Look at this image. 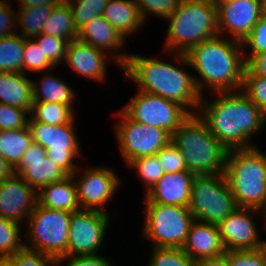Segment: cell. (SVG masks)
Returning <instances> with one entry per match:
<instances>
[{
    "label": "cell",
    "instance_id": "4",
    "mask_svg": "<svg viewBox=\"0 0 266 266\" xmlns=\"http://www.w3.org/2000/svg\"><path fill=\"white\" fill-rule=\"evenodd\" d=\"M171 142L182 152L188 171L195 175L225 173L229 151L196 112L171 135Z\"/></svg>",
    "mask_w": 266,
    "mask_h": 266
},
{
    "label": "cell",
    "instance_id": "33",
    "mask_svg": "<svg viewBox=\"0 0 266 266\" xmlns=\"http://www.w3.org/2000/svg\"><path fill=\"white\" fill-rule=\"evenodd\" d=\"M20 223L0 216V257L11 256L25 246L20 241Z\"/></svg>",
    "mask_w": 266,
    "mask_h": 266
},
{
    "label": "cell",
    "instance_id": "5",
    "mask_svg": "<svg viewBox=\"0 0 266 266\" xmlns=\"http://www.w3.org/2000/svg\"><path fill=\"white\" fill-rule=\"evenodd\" d=\"M225 177L238 207L266 211V154L255 146L229 150Z\"/></svg>",
    "mask_w": 266,
    "mask_h": 266
},
{
    "label": "cell",
    "instance_id": "27",
    "mask_svg": "<svg viewBox=\"0 0 266 266\" xmlns=\"http://www.w3.org/2000/svg\"><path fill=\"white\" fill-rule=\"evenodd\" d=\"M32 143L33 139L28 126L21 129L0 130V156L14 168Z\"/></svg>",
    "mask_w": 266,
    "mask_h": 266
},
{
    "label": "cell",
    "instance_id": "45",
    "mask_svg": "<svg viewBox=\"0 0 266 266\" xmlns=\"http://www.w3.org/2000/svg\"><path fill=\"white\" fill-rule=\"evenodd\" d=\"M67 261L66 266H112L111 262L102 255L92 256H64L56 260V266L62 264V261ZM61 262V263H60Z\"/></svg>",
    "mask_w": 266,
    "mask_h": 266
},
{
    "label": "cell",
    "instance_id": "28",
    "mask_svg": "<svg viewBox=\"0 0 266 266\" xmlns=\"http://www.w3.org/2000/svg\"><path fill=\"white\" fill-rule=\"evenodd\" d=\"M42 33L56 36L68 42L77 39L78 30L76 29L72 11L66 1H61L53 6L50 17L42 27Z\"/></svg>",
    "mask_w": 266,
    "mask_h": 266
},
{
    "label": "cell",
    "instance_id": "43",
    "mask_svg": "<svg viewBox=\"0 0 266 266\" xmlns=\"http://www.w3.org/2000/svg\"><path fill=\"white\" fill-rule=\"evenodd\" d=\"M242 45L243 49L247 46L251 48L249 56L244 55L245 62L254 54L266 51V16L260 14L257 24L253 27L252 32L243 40Z\"/></svg>",
    "mask_w": 266,
    "mask_h": 266
},
{
    "label": "cell",
    "instance_id": "32",
    "mask_svg": "<svg viewBox=\"0 0 266 266\" xmlns=\"http://www.w3.org/2000/svg\"><path fill=\"white\" fill-rule=\"evenodd\" d=\"M109 0H67L72 11L73 22L77 30L93 18L102 16ZM76 2V3H75Z\"/></svg>",
    "mask_w": 266,
    "mask_h": 266
},
{
    "label": "cell",
    "instance_id": "16",
    "mask_svg": "<svg viewBox=\"0 0 266 266\" xmlns=\"http://www.w3.org/2000/svg\"><path fill=\"white\" fill-rule=\"evenodd\" d=\"M261 14L260 0H233L217 6L218 34L227 30L234 40H243L252 32Z\"/></svg>",
    "mask_w": 266,
    "mask_h": 266
},
{
    "label": "cell",
    "instance_id": "35",
    "mask_svg": "<svg viewBox=\"0 0 266 266\" xmlns=\"http://www.w3.org/2000/svg\"><path fill=\"white\" fill-rule=\"evenodd\" d=\"M149 266H196L182 248H152Z\"/></svg>",
    "mask_w": 266,
    "mask_h": 266
},
{
    "label": "cell",
    "instance_id": "10",
    "mask_svg": "<svg viewBox=\"0 0 266 266\" xmlns=\"http://www.w3.org/2000/svg\"><path fill=\"white\" fill-rule=\"evenodd\" d=\"M74 120L69 124L49 125L29 118L28 127L34 143L46 149V155L67 176L77 174L74 158L80 155Z\"/></svg>",
    "mask_w": 266,
    "mask_h": 266
},
{
    "label": "cell",
    "instance_id": "2",
    "mask_svg": "<svg viewBox=\"0 0 266 266\" xmlns=\"http://www.w3.org/2000/svg\"><path fill=\"white\" fill-rule=\"evenodd\" d=\"M231 39L232 42L218 34L198 43L185 55L175 54L177 61L192 67L200 75L201 79L194 77L200 94L207 85L214 93L241 90L246 68L243 45Z\"/></svg>",
    "mask_w": 266,
    "mask_h": 266
},
{
    "label": "cell",
    "instance_id": "22",
    "mask_svg": "<svg viewBox=\"0 0 266 266\" xmlns=\"http://www.w3.org/2000/svg\"><path fill=\"white\" fill-rule=\"evenodd\" d=\"M75 174L62 181L50 183L38 191V203L48 209L76 212L80 210Z\"/></svg>",
    "mask_w": 266,
    "mask_h": 266
},
{
    "label": "cell",
    "instance_id": "41",
    "mask_svg": "<svg viewBox=\"0 0 266 266\" xmlns=\"http://www.w3.org/2000/svg\"><path fill=\"white\" fill-rule=\"evenodd\" d=\"M165 173L186 171L182 152L170 141L156 154Z\"/></svg>",
    "mask_w": 266,
    "mask_h": 266
},
{
    "label": "cell",
    "instance_id": "51",
    "mask_svg": "<svg viewBox=\"0 0 266 266\" xmlns=\"http://www.w3.org/2000/svg\"><path fill=\"white\" fill-rule=\"evenodd\" d=\"M0 266H15V263L10 256L0 257Z\"/></svg>",
    "mask_w": 266,
    "mask_h": 266
},
{
    "label": "cell",
    "instance_id": "31",
    "mask_svg": "<svg viewBox=\"0 0 266 266\" xmlns=\"http://www.w3.org/2000/svg\"><path fill=\"white\" fill-rule=\"evenodd\" d=\"M53 6L40 5L20 8L17 11V25L22 28L24 38H33L42 33V27L50 17Z\"/></svg>",
    "mask_w": 266,
    "mask_h": 266
},
{
    "label": "cell",
    "instance_id": "26",
    "mask_svg": "<svg viewBox=\"0 0 266 266\" xmlns=\"http://www.w3.org/2000/svg\"><path fill=\"white\" fill-rule=\"evenodd\" d=\"M42 77L40 83L32 81L33 102H56L73 107L76 94L68 84L49 74Z\"/></svg>",
    "mask_w": 266,
    "mask_h": 266
},
{
    "label": "cell",
    "instance_id": "17",
    "mask_svg": "<svg viewBox=\"0 0 266 266\" xmlns=\"http://www.w3.org/2000/svg\"><path fill=\"white\" fill-rule=\"evenodd\" d=\"M38 203V191L18 174L0 181V216L21 223Z\"/></svg>",
    "mask_w": 266,
    "mask_h": 266
},
{
    "label": "cell",
    "instance_id": "23",
    "mask_svg": "<svg viewBox=\"0 0 266 266\" xmlns=\"http://www.w3.org/2000/svg\"><path fill=\"white\" fill-rule=\"evenodd\" d=\"M32 81L24 73L0 72V103L31 112Z\"/></svg>",
    "mask_w": 266,
    "mask_h": 266
},
{
    "label": "cell",
    "instance_id": "9",
    "mask_svg": "<svg viewBox=\"0 0 266 266\" xmlns=\"http://www.w3.org/2000/svg\"><path fill=\"white\" fill-rule=\"evenodd\" d=\"M143 235L153 247L182 248L194 221L188 207L146 203Z\"/></svg>",
    "mask_w": 266,
    "mask_h": 266
},
{
    "label": "cell",
    "instance_id": "39",
    "mask_svg": "<svg viewBox=\"0 0 266 266\" xmlns=\"http://www.w3.org/2000/svg\"><path fill=\"white\" fill-rule=\"evenodd\" d=\"M137 5L140 14L144 20L146 15L152 13L162 18H168L175 10L179 8L182 0H133Z\"/></svg>",
    "mask_w": 266,
    "mask_h": 266
},
{
    "label": "cell",
    "instance_id": "50",
    "mask_svg": "<svg viewBox=\"0 0 266 266\" xmlns=\"http://www.w3.org/2000/svg\"><path fill=\"white\" fill-rule=\"evenodd\" d=\"M14 173V167L0 156V181L11 177Z\"/></svg>",
    "mask_w": 266,
    "mask_h": 266
},
{
    "label": "cell",
    "instance_id": "48",
    "mask_svg": "<svg viewBox=\"0 0 266 266\" xmlns=\"http://www.w3.org/2000/svg\"><path fill=\"white\" fill-rule=\"evenodd\" d=\"M196 266H228L227 251L219 256L199 260Z\"/></svg>",
    "mask_w": 266,
    "mask_h": 266
},
{
    "label": "cell",
    "instance_id": "37",
    "mask_svg": "<svg viewBox=\"0 0 266 266\" xmlns=\"http://www.w3.org/2000/svg\"><path fill=\"white\" fill-rule=\"evenodd\" d=\"M33 39L55 66L66 58V48L69 43L67 40L44 33L34 36Z\"/></svg>",
    "mask_w": 266,
    "mask_h": 266
},
{
    "label": "cell",
    "instance_id": "47",
    "mask_svg": "<svg viewBox=\"0 0 266 266\" xmlns=\"http://www.w3.org/2000/svg\"><path fill=\"white\" fill-rule=\"evenodd\" d=\"M244 74H254L266 79V51L256 53L246 61Z\"/></svg>",
    "mask_w": 266,
    "mask_h": 266
},
{
    "label": "cell",
    "instance_id": "25",
    "mask_svg": "<svg viewBox=\"0 0 266 266\" xmlns=\"http://www.w3.org/2000/svg\"><path fill=\"white\" fill-rule=\"evenodd\" d=\"M102 16L120 33L124 38L129 36L140 26L144 19L133 0H109Z\"/></svg>",
    "mask_w": 266,
    "mask_h": 266
},
{
    "label": "cell",
    "instance_id": "29",
    "mask_svg": "<svg viewBox=\"0 0 266 266\" xmlns=\"http://www.w3.org/2000/svg\"><path fill=\"white\" fill-rule=\"evenodd\" d=\"M25 38L16 33L0 38V72L23 73Z\"/></svg>",
    "mask_w": 266,
    "mask_h": 266
},
{
    "label": "cell",
    "instance_id": "34",
    "mask_svg": "<svg viewBox=\"0 0 266 266\" xmlns=\"http://www.w3.org/2000/svg\"><path fill=\"white\" fill-rule=\"evenodd\" d=\"M130 167L137 168L138 176L146 184L148 192L158 180L165 174L162 165L156 155L136 158L128 163Z\"/></svg>",
    "mask_w": 266,
    "mask_h": 266
},
{
    "label": "cell",
    "instance_id": "13",
    "mask_svg": "<svg viewBox=\"0 0 266 266\" xmlns=\"http://www.w3.org/2000/svg\"><path fill=\"white\" fill-rule=\"evenodd\" d=\"M106 212L80 209L71 213L67 256L97 255L108 229Z\"/></svg>",
    "mask_w": 266,
    "mask_h": 266
},
{
    "label": "cell",
    "instance_id": "21",
    "mask_svg": "<svg viewBox=\"0 0 266 266\" xmlns=\"http://www.w3.org/2000/svg\"><path fill=\"white\" fill-rule=\"evenodd\" d=\"M104 53L88 43L75 39L67 45L65 60L73 71L90 80L102 81L107 75Z\"/></svg>",
    "mask_w": 266,
    "mask_h": 266
},
{
    "label": "cell",
    "instance_id": "7",
    "mask_svg": "<svg viewBox=\"0 0 266 266\" xmlns=\"http://www.w3.org/2000/svg\"><path fill=\"white\" fill-rule=\"evenodd\" d=\"M188 208L194 220L214 225L237 209L225 174L195 175Z\"/></svg>",
    "mask_w": 266,
    "mask_h": 266
},
{
    "label": "cell",
    "instance_id": "53",
    "mask_svg": "<svg viewBox=\"0 0 266 266\" xmlns=\"http://www.w3.org/2000/svg\"><path fill=\"white\" fill-rule=\"evenodd\" d=\"M230 1H233V0H212V2H213L216 6H218V5L222 4V3L230 2Z\"/></svg>",
    "mask_w": 266,
    "mask_h": 266
},
{
    "label": "cell",
    "instance_id": "8",
    "mask_svg": "<svg viewBox=\"0 0 266 266\" xmlns=\"http://www.w3.org/2000/svg\"><path fill=\"white\" fill-rule=\"evenodd\" d=\"M31 246L25 248L48 255L55 260L67 256L71 212L48 209L37 203L27 218Z\"/></svg>",
    "mask_w": 266,
    "mask_h": 266
},
{
    "label": "cell",
    "instance_id": "44",
    "mask_svg": "<svg viewBox=\"0 0 266 266\" xmlns=\"http://www.w3.org/2000/svg\"><path fill=\"white\" fill-rule=\"evenodd\" d=\"M10 257L14 260L15 266H56L54 258L25 247Z\"/></svg>",
    "mask_w": 266,
    "mask_h": 266
},
{
    "label": "cell",
    "instance_id": "11",
    "mask_svg": "<svg viewBox=\"0 0 266 266\" xmlns=\"http://www.w3.org/2000/svg\"><path fill=\"white\" fill-rule=\"evenodd\" d=\"M138 92L122 107L132 120L162 128L172 135L191 115L184 107L171 100L144 91Z\"/></svg>",
    "mask_w": 266,
    "mask_h": 266
},
{
    "label": "cell",
    "instance_id": "3",
    "mask_svg": "<svg viewBox=\"0 0 266 266\" xmlns=\"http://www.w3.org/2000/svg\"><path fill=\"white\" fill-rule=\"evenodd\" d=\"M116 62L139 91L158 95L184 107L199 109L202 94L197 89L194 76L172 64L134 54H113ZM191 107V108H190Z\"/></svg>",
    "mask_w": 266,
    "mask_h": 266
},
{
    "label": "cell",
    "instance_id": "1",
    "mask_svg": "<svg viewBox=\"0 0 266 266\" xmlns=\"http://www.w3.org/2000/svg\"><path fill=\"white\" fill-rule=\"evenodd\" d=\"M218 95L208 103L201 98L199 117L228 151L253 147L249 141L266 126V116L241 90Z\"/></svg>",
    "mask_w": 266,
    "mask_h": 266
},
{
    "label": "cell",
    "instance_id": "40",
    "mask_svg": "<svg viewBox=\"0 0 266 266\" xmlns=\"http://www.w3.org/2000/svg\"><path fill=\"white\" fill-rule=\"evenodd\" d=\"M228 266H266V246L255 250L227 251Z\"/></svg>",
    "mask_w": 266,
    "mask_h": 266
},
{
    "label": "cell",
    "instance_id": "15",
    "mask_svg": "<svg viewBox=\"0 0 266 266\" xmlns=\"http://www.w3.org/2000/svg\"><path fill=\"white\" fill-rule=\"evenodd\" d=\"M261 210L238 207L219 225V233L226 251L255 250L266 246V241L259 240L258 230L251 213Z\"/></svg>",
    "mask_w": 266,
    "mask_h": 266
},
{
    "label": "cell",
    "instance_id": "42",
    "mask_svg": "<svg viewBox=\"0 0 266 266\" xmlns=\"http://www.w3.org/2000/svg\"><path fill=\"white\" fill-rule=\"evenodd\" d=\"M26 113L29 114L30 112L0 103V130L26 128L29 122V119L26 118Z\"/></svg>",
    "mask_w": 266,
    "mask_h": 266
},
{
    "label": "cell",
    "instance_id": "6",
    "mask_svg": "<svg viewBox=\"0 0 266 266\" xmlns=\"http://www.w3.org/2000/svg\"><path fill=\"white\" fill-rule=\"evenodd\" d=\"M167 52L186 54L198 43L218 35L217 6L212 0H182L168 18Z\"/></svg>",
    "mask_w": 266,
    "mask_h": 266
},
{
    "label": "cell",
    "instance_id": "46",
    "mask_svg": "<svg viewBox=\"0 0 266 266\" xmlns=\"http://www.w3.org/2000/svg\"><path fill=\"white\" fill-rule=\"evenodd\" d=\"M8 4L9 3L0 0V38L17 33L16 30L13 31L12 29L17 22V17H15L17 13L12 11L11 5Z\"/></svg>",
    "mask_w": 266,
    "mask_h": 266
},
{
    "label": "cell",
    "instance_id": "36",
    "mask_svg": "<svg viewBox=\"0 0 266 266\" xmlns=\"http://www.w3.org/2000/svg\"><path fill=\"white\" fill-rule=\"evenodd\" d=\"M32 39V40H31ZM54 64L46 57L33 38H25L23 73L39 72L54 68Z\"/></svg>",
    "mask_w": 266,
    "mask_h": 266
},
{
    "label": "cell",
    "instance_id": "12",
    "mask_svg": "<svg viewBox=\"0 0 266 266\" xmlns=\"http://www.w3.org/2000/svg\"><path fill=\"white\" fill-rule=\"evenodd\" d=\"M118 115L122 121L117 123L116 135L126 163L139 157L156 155L171 141V135L162 128L132 120L122 109Z\"/></svg>",
    "mask_w": 266,
    "mask_h": 266
},
{
    "label": "cell",
    "instance_id": "18",
    "mask_svg": "<svg viewBox=\"0 0 266 266\" xmlns=\"http://www.w3.org/2000/svg\"><path fill=\"white\" fill-rule=\"evenodd\" d=\"M14 172L37 191L45 185L62 181L67 177L46 155V149L34 142L24 152Z\"/></svg>",
    "mask_w": 266,
    "mask_h": 266
},
{
    "label": "cell",
    "instance_id": "20",
    "mask_svg": "<svg viewBox=\"0 0 266 266\" xmlns=\"http://www.w3.org/2000/svg\"><path fill=\"white\" fill-rule=\"evenodd\" d=\"M182 249L195 263L226 252L218 225L197 220L192 222Z\"/></svg>",
    "mask_w": 266,
    "mask_h": 266
},
{
    "label": "cell",
    "instance_id": "30",
    "mask_svg": "<svg viewBox=\"0 0 266 266\" xmlns=\"http://www.w3.org/2000/svg\"><path fill=\"white\" fill-rule=\"evenodd\" d=\"M73 107L56 102H33L31 117L49 125L69 124L74 120ZM35 112V113H34Z\"/></svg>",
    "mask_w": 266,
    "mask_h": 266
},
{
    "label": "cell",
    "instance_id": "14",
    "mask_svg": "<svg viewBox=\"0 0 266 266\" xmlns=\"http://www.w3.org/2000/svg\"><path fill=\"white\" fill-rule=\"evenodd\" d=\"M82 174L83 176L75 181L80 208L105 212L104 208L100 207L111 200L118 189L120 179L117 174L107 167H90Z\"/></svg>",
    "mask_w": 266,
    "mask_h": 266
},
{
    "label": "cell",
    "instance_id": "52",
    "mask_svg": "<svg viewBox=\"0 0 266 266\" xmlns=\"http://www.w3.org/2000/svg\"><path fill=\"white\" fill-rule=\"evenodd\" d=\"M261 15L266 16V0H260Z\"/></svg>",
    "mask_w": 266,
    "mask_h": 266
},
{
    "label": "cell",
    "instance_id": "24",
    "mask_svg": "<svg viewBox=\"0 0 266 266\" xmlns=\"http://www.w3.org/2000/svg\"><path fill=\"white\" fill-rule=\"evenodd\" d=\"M77 39L101 51L123 47L125 38L103 17L93 18L78 30Z\"/></svg>",
    "mask_w": 266,
    "mask_h": 266
},
{
    "label": "cell",
    "instance_id": "38",
    "mask_svg": "<svg viewBox=\"0 0 266 266\" xmlns=\"http://www.w3.org/2000/svg\"><path fill=\"white\" fill-rule=\"evenodd\" d=\"M241 91L266 116V79L254 74H244Z\"/></svg>",
    "mask_w": 266,
    "mask_h": 266
},
{
    "label": "cell",
    "instance_id": "19",
    "mask_svg": "<svg viewBox=\"0 0 266 266\" xmlns=\"http://www.w3.org/2000/svg\"><path fill=\"white\" fill-rule=\"evenodd\" d=\"M195 174L188 170L165 173L145 194V203L188 207Z\"/></svg>",
    "mask_w": 266,
    "mask_h": 266
},
{
    "label": "cell",
    "instance_id": "49",
    "mask_svg": "<svg viewBox=\"0 0 266 266\" xmlns=\"http://www.w3.org/2000/svg\"><path fill=\"white\" fill-rule=\"evenodd\" d=\"M21 4L20 8L26 7H36L40 5L55 6L59 4L62 0H18Z\"/></svg>",
    "mask_w": 266,
    "mask_h": 266
}]
</instances>
